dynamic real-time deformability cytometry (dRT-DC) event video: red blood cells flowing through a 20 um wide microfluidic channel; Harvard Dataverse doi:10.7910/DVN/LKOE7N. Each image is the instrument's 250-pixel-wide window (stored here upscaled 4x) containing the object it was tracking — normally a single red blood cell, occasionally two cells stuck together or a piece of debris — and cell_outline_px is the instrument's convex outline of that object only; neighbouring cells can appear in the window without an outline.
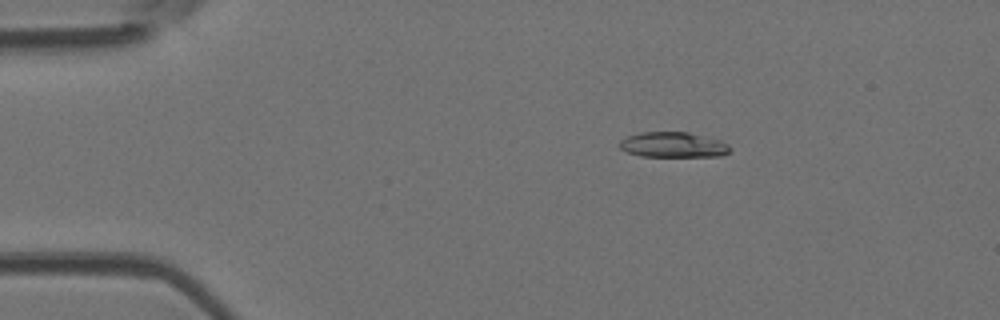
{"species": "Egyptian fruit bat (a non-hibernating species)", "species_latin": "Rousettus aegyptiacus", "temperature_condition": "room temperature", "stored_images_in_passage": 4, "camera_frame_rate_fps": 3000, "um_per_image_px": 0.085, "animal": {"sex": "female"}, "frame": {"image": 1, "passage_image": 3, "time_ms": 0.667, "image_size_px": [1000, 320], "cell_outline_px": [[732, 148], [728, 152], [720, 156], [640, 156], [628, 152], [620, 148], [620, 140], [628, 136], [640, 132], [688, 132], [720, 140], [728, 144]], "centroid_in_image_um": [57.23, 12.3], "position_along_channel_um": 27.8, "area_um2": 16.18}}